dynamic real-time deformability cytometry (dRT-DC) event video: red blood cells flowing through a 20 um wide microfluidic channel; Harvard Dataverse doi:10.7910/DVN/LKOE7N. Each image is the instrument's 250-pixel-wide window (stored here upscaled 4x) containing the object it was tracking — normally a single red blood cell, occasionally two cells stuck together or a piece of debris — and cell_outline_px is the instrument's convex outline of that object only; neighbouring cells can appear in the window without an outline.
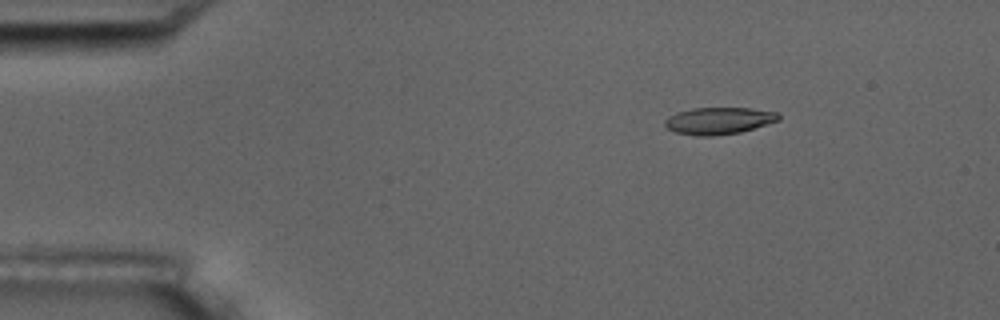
{"species": "common noctule bat (a hibernating species)", "species_latin": "Nyctalus noctula", "temperature_condition": "room temperature", "stored_images_in_passage": 4, "camera_frame_rate_fps": 3000, "um_per_image_px": 0.085, "animal": {"sex": "male", "body_mass_g": 17.5, "forearm_length_mm": 52.3}, "frame": {"image": 1, "passage_image": 2, "time_ms": 2.0, "image_size_px": [1000, 320], "cell_outline_px": [[780, 120], [740, 132], [712, 136], [696, 136], [676, 132], [668, 128], [664, 124], [664, 120], [668, 116], [676, 112], [692, 108], [752, 108], [776, 112], [780, 116]], "centroid_in_image_um": [61.07, 10.26], "position_along_channel_um": 23.9, "area_um2": 17.86}}